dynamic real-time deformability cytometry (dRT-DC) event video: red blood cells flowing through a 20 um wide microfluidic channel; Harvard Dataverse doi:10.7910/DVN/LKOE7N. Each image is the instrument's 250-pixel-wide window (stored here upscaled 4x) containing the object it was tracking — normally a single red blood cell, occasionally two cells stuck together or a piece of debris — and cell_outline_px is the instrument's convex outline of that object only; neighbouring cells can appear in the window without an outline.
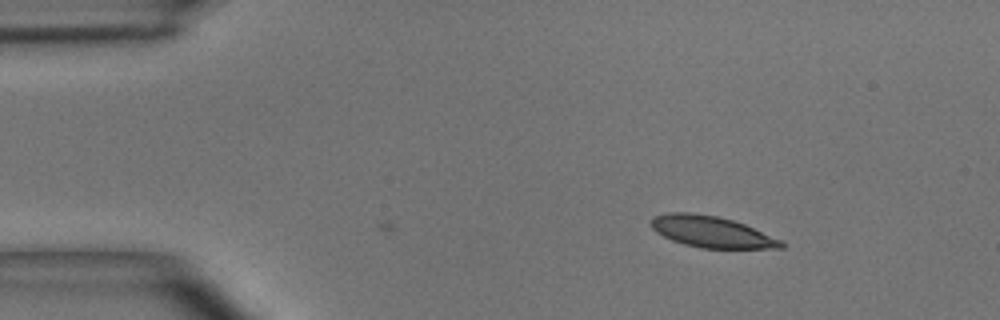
{"species": "common noctule bat (a hibernating species)", "species_latin": "Nyctalus noctula", "temperature_condition": "room temperature", "stored_images_in_passage": 6, "camera_frame_rate_fps": 3000, "um_per_image_px": 0.085, "animal": {"sex": "male", "body_mass_g": 15.6}, "frame": {"image": 1, "passage_image": 6, "time_ms": 1.667, "image_size_px": [1000, 320], "cell_outline_px": [[784, 248], [700, 248], [684, 244], [672, 240], [656, 232], [648, 224], [652, 216], [668, 212], [688, 212], [716, 216], [732, 220], [744, 224], [780, 240], [784, 244]], "centroid_in_image_um": [60.4, 19.69], "position_along_channel_um": 24.6, "area_um2": 23.58}}